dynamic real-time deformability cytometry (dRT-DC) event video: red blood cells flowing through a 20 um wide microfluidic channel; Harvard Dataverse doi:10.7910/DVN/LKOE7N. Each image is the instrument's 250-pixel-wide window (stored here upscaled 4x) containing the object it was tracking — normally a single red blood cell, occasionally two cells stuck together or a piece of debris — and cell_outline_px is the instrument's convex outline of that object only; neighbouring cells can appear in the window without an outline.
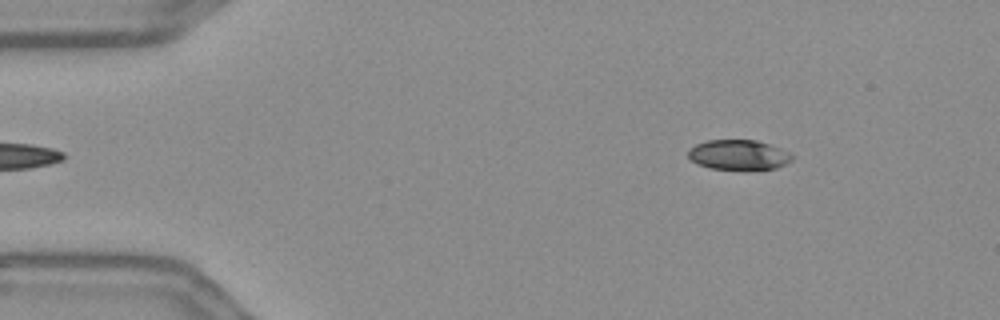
{"species": "Egyptian fruit bat (a non-hibernating species)", "species_latin": "Rousettus aegyptiacus", "temperature_condition": "warm", "stored_images_in_passage": 50, "camera_frame_rate_fps": 3000, "um_per_image_px": 0.085, "frame": {"image": 1, "passage_image": 2, "time_ms": 0.333, "image_size_px": [1000, 320], "cell_outline_px": [[792, 160], [776, 168], [708, 168], [692, 160], [688, 156], [688, 148], [696, 144], [708, 140], [756, 140], [780, 148], [788, 152], [792, 156]], "centroid_in_image_um": [62.75, 13.13], "position_along_channel_um": 22.3, "area_um2": 17.63}}
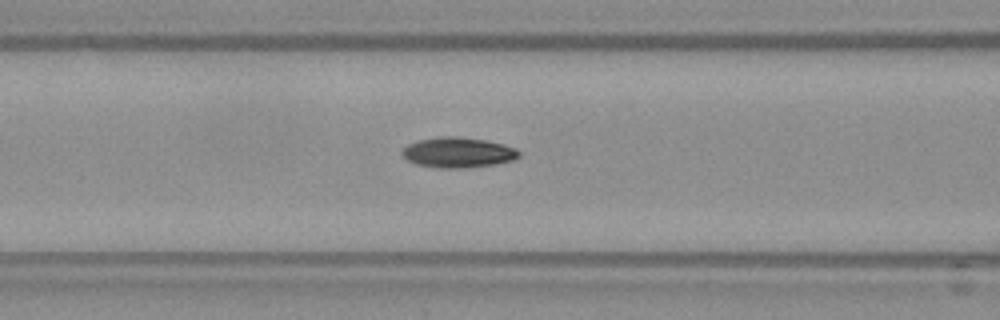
{"frame": {"image": 2, "passage_image": 17, "time_ms": 5.333, "image_size_px": [1000, 320], "cell_outline_px": [[520, 156], [512, 160], [496, 164], [464, 168], [440, 168], [416, 164], [408, 160], [400, 152], [408, 144], [420, 140], [440, 136], [456, 136], [484, 140], [504, 144], [516, 148], [520, 152]], "centroid_in_image_um": [38.95, 12.96], "position_along_channel_um": 127.7, "area_um2": 20.58}}
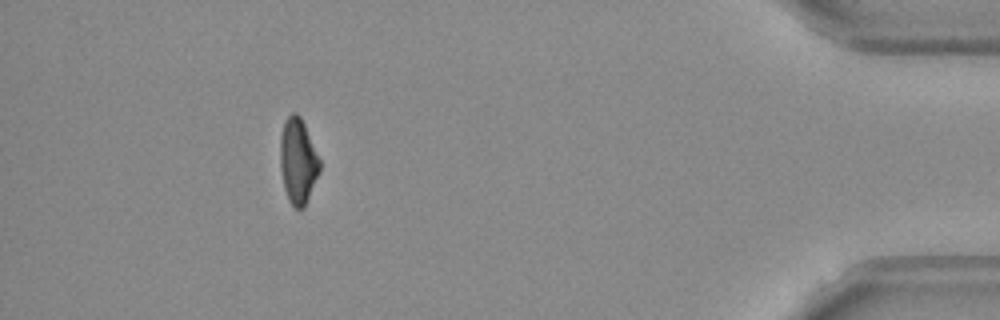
{"frame": {"image": 3, "passage_image": 45, "time_ms": 14.667, "image_size_px": [1000, 320], "cell_outline_px": [[320, 172], [304, 208], [296, 208], [288, 200], [284, 188], [280, 168], [280, 136], [284, 120], [292, 112], [296, 112], [300, 116], [304, 124], [320, 160]], "centroid_in_image_um": [25.32, 13.69], "position_along_channel_um": 409.9, "area_um2": 19.71}, "authors_computed_cell_mechanics": {"area_um2": 19.9121, "velocity_mm_per_s": 3.6493, "shape_relaxation_time_tau1_ms": 3.5087, "shape_relaxation_time_tau2_ms": 5.6796, "deformation_change_tau1": 0.1596, "deformation_change_tau2": 0.1165}}